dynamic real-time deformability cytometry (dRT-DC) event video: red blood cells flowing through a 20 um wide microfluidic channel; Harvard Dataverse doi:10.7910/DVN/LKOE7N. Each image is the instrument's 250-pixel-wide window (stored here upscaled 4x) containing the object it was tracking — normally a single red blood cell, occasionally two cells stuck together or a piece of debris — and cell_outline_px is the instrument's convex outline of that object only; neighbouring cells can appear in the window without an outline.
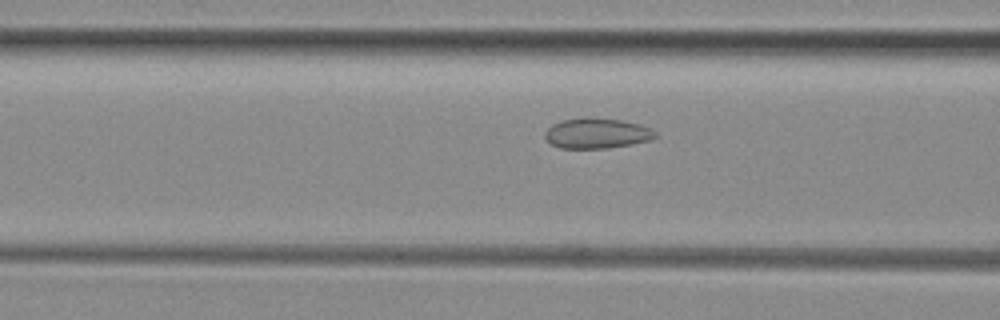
{"species": "common noctule bat (a hibernating species)", "species_latin": "Nyctalus noctula", "temperature_condition": "room temperature", "stored_images_in_passage": 32, "camera_frame_rate_fps": 3000, "um_per_image_px": 0.085, "animal": {"sex": "female", "body_mass_g": 29.2, "forearm_length_mm": 56.3}, "frame": {"image": 1, "passage_image": 7, "time_ms": 2.0, "image_size_px": [1000, 320], "cell_outline_px": [[656, 136], [648, 140], [608, 148], [560, 148], [552, 144], [544, 136], [544, 132], [552, 124], [564, 120], [588, 116], [592, 116], [620, 120], [640, 124], [652, 128], [656, 132]], "centroid_in_image_um": [50.71, 11.31], "position_along_channel_um": 115.9, "area_um2": 19.48}}
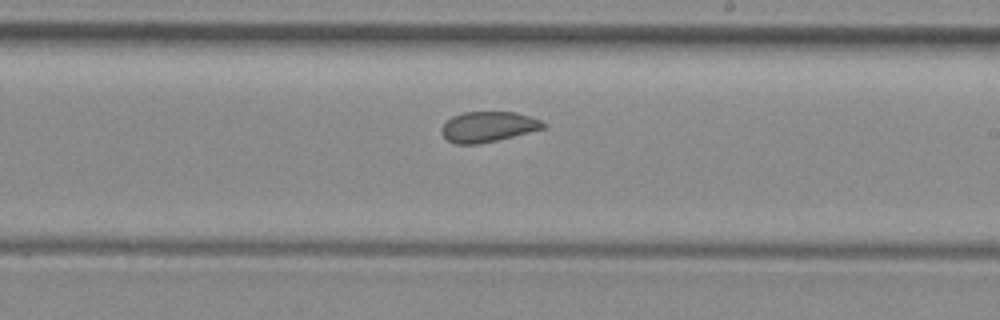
{"frame": {"image": 2, "passage_image": 17, "time_ms": 5.333, "image_size_px": [1000, 320], "cell_outline_px": [[548, 124], [544, 128], [496, 140], [476, 144], [456, 144], [448, 140], [440, 132], [440, 128], [452, 116], [464, 112], [516, 112], [540, 120]], "centroid_in_image_um": [41.46, 10.77], "position_along_channel_um": 247.5, "area_um2": 17.8}}
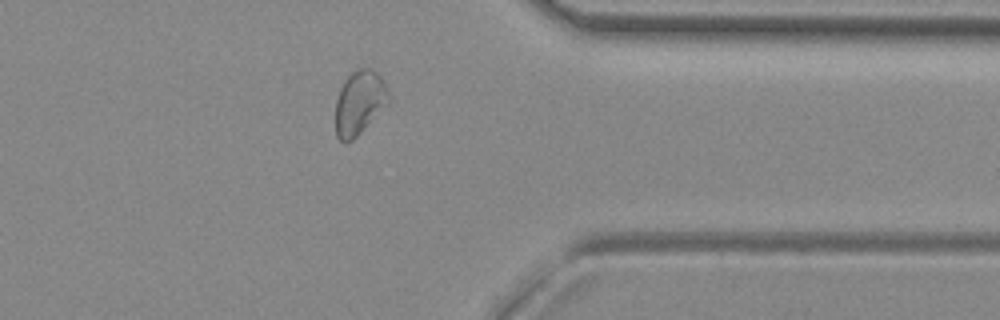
{"frame": {"image": 3, "passage_image": 28, "time_ms": 9.0, "image_size_px": [1000, 320], "cell_outline_px": [[388, 104], [352, 140], [344, 144], [336, 136], [336, 100], [340, 88], [344, 80], [352, 72], [360, 68], [372, 68], [384, 80], [388, 92]], "centroid_in_image_um": [30.54, 8.72], "position_along_channel_um": 380.9, "area_um2": 19.65}, "authors_computed_cell_mechanics": {"area_um2": 19.1029, "velocity_mm_per_s": 3.9566, "shape_relaxation_time_tau1_ms": null, "shape_relaxation_time_tau2_ms": 0.975, "deformation_change_tau1": null, "deformation_change_tau2": 0.0559}}